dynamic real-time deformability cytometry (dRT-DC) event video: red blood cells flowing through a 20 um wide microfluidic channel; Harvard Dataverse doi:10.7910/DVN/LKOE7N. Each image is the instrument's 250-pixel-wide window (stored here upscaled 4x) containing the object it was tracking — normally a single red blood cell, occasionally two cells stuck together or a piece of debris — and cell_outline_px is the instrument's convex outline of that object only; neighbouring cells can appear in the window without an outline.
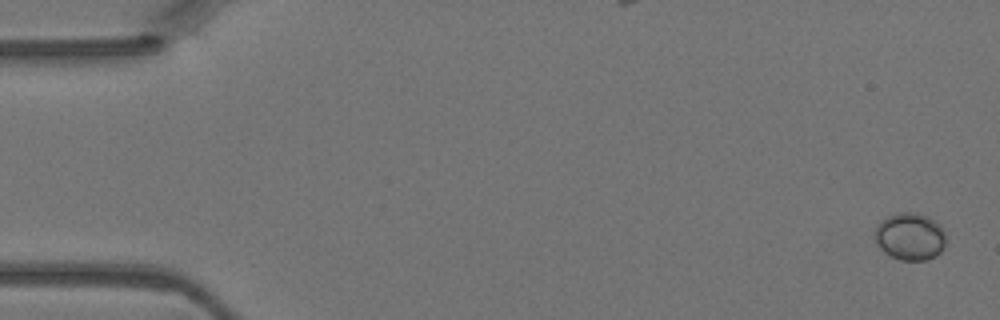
{"species": "Egyptian fruit bat (a non-hibernating species)", "species_latin": "Rousettus aegyptiacus", "temperature_condition": "warm", "stored_images_in_passage": 4, "camera_frame_rate_fps": 3000, "um_per_image_px": 0.085, "animal": {"sex": "female"}, "frame": {"image": 1, "passage_image": 1, "time_ms": 0.0, "image_size_px": [1000, 320], "cell_outline_px": [[944, 244], [940, 252], [936, 256], [924, 260], [900, 260], [884, 252], [876, 244], [876, 228], [880, 220], [896, 212], [912, 212], [928, 216], [944, 232]], "centroid_in_image_um": [77.31, 20.1], "position_along_channel_um": 7.7, "area_um2": 19.31}}
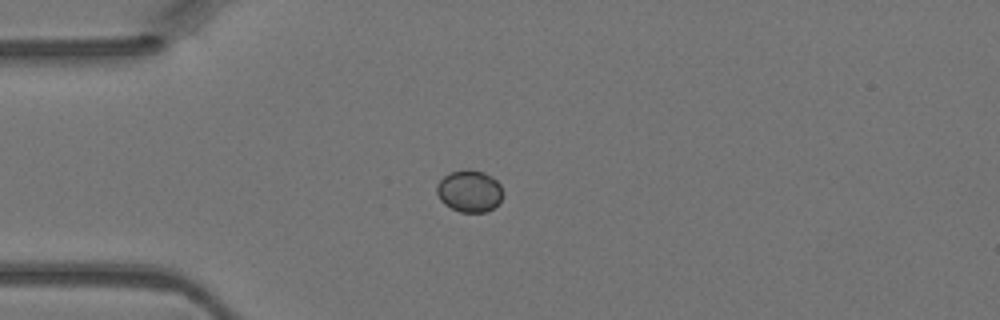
{"frame": {"image": 2, "passage_image": 4, "time_ms": 1.0, "image_size_px": [1000, 320], "cell_outline_px": [[504, 196], [492, 208], [484, 212], [460, 212], [444, 204], [440, 200], [436, 192], [436, 184], [448, 172], [468, 168], [484, 172], [492, 176], [500, 184], [504, 192]], "centroid_in_image_um": [39.9, 16.21], "position_along_channel_um": 45.1, "area_um2": 16.42}}